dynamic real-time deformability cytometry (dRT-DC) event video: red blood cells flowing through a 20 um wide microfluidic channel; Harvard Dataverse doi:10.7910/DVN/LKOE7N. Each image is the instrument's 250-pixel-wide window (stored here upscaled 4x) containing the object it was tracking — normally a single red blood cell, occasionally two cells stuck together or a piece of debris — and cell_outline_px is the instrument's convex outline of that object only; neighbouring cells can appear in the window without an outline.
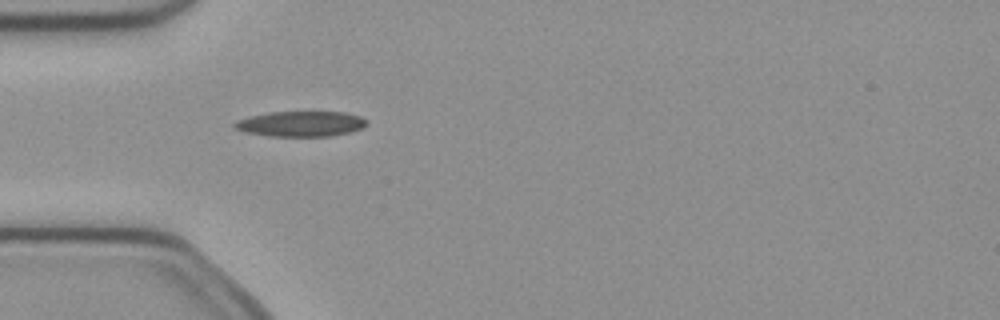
{"species": "common noctule bat (a hibernating species)", "species_latin": "Nyctalus noctula", "temperature_condition": "cold", "stored_images_in_passage": 4, "camera_frame_rate_fps": 3000, "um_per_image_px": 0.085, "animal": {"sex": "female", "body_mass_g": 21.9}, "frame": {"image": 1, "passage_image": 4, "time_ms": 1.0, "image_size_px": [1000, 320], "cell_outline_px": [[368, 124], [364, 128], [348, 132], [328, 136], [268, 136], [244, 132], [232, 128], [232, 124], [236, 120], [248, 116], [268, 112], [344, 112], [360, 116], [368, 120]], "centroid_in_image_um": [25.53, 10.52], "position_along_channel_um": 59.5, "area_um2": 19.77}}